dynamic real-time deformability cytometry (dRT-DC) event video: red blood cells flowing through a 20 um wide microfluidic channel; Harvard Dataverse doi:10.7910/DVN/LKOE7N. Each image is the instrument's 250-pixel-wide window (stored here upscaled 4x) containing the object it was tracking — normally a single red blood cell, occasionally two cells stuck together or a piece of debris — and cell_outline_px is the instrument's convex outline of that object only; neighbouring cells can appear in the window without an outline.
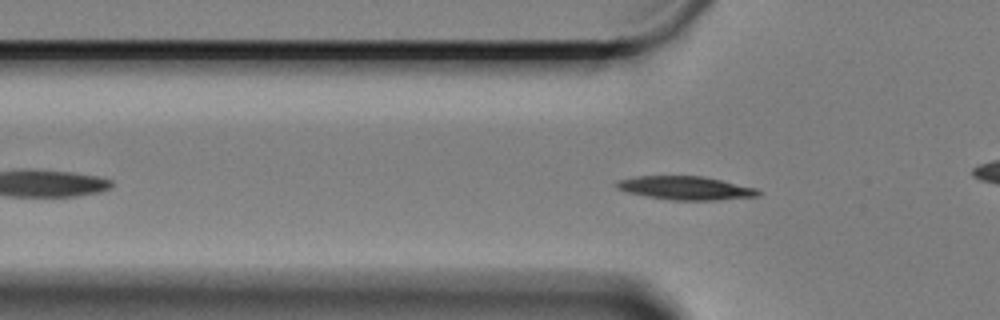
{"species": "Egyptian fruit bat (a non-hibernating species)", "species_latin": "Rousettus aegyptiacus", "temperature_condition": "cold", "stored_images_in_passage": 55, "camera_frame_rate_fps": 3000, "um_per_image_px": 0.085, "animal": {"sex": "female"}, "frame": {"image": 1, "passage_image": 12, "time_ms": 3.667, "image_size_px": [1000, 320], "cell_outline_px": [[760, 196], [716, 200], [672, 200], [648, 196], [628, 192], [616, 188], [612, 184], [616, 180], [636, 176], [704, 176], [756, 188], [760, 192]], "centroid_in_image_um": [58.24, 15.97], "position_along_channel_um": 67.6, "area_um2": 19.42}}
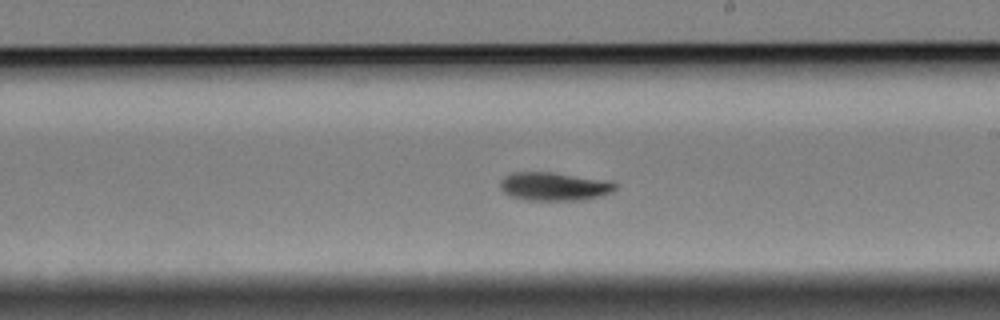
{"frame": {"image": 2, "passage_image": 28, "time_ms": 9.0, "image_size_px": [1000, 320], "cell_outline_px": [[620, 184], [612, 192], [600, 196], [584, 200], [528, 200], [512, 196], [504, 192], [500, 188], [500, 180], [504, 176], [512, 172], [552, 172], [612, 180]], "centroid_in_image_um": [47.17, 15.83], "position_along_channel_um": 241.8, "area_um2": 19.36}}
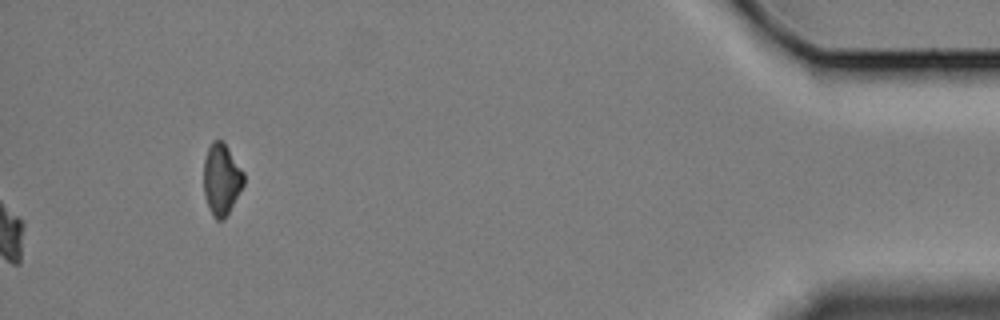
{"frame": {"image": 3, "passage_image": 55, "time_ms": 18.0, "image_size_px": [1000, 320], "cell_outline_px": [[244, 184], [224, 220], [216, 220], [208, 204], [204, 192], [204, 160], [208, 148], [212, 140], [224, 140], [244, 172]], "centroid_in_image_um": [18.84, 15.19], "position_along_channel_um": 416.4, "area_um2": 16.59}, "authors_computed_cell_mechanics": {"area_um2": 18.4382, "velocity_mm_per_s": 3.278, "shape_relaxation_time_tau1_ms": 2.507, "shape_relaxation_time_tau2_ms": 7.209, "deformation_change_tau1": 0.1019, "deformation_change_tau2": 0.0928}}